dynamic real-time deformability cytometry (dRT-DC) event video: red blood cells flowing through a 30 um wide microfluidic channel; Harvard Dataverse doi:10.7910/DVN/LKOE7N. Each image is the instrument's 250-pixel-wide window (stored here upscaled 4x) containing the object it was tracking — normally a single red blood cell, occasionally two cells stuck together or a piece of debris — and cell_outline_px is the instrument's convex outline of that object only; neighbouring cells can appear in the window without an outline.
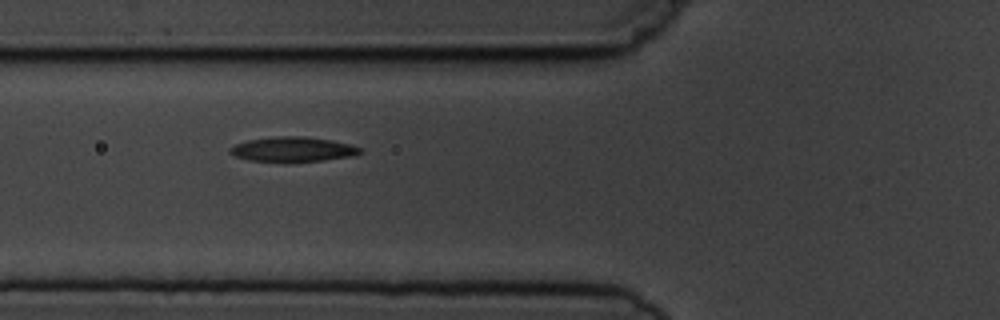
{"species": "common noctule bat (a hibernating species)", "species_latin": "Nyctalus noctula", "temperature_condition": "cold", "stored_images_in_passage": 7, "camera_frame_rate_fps": 3000, "um_per_image_px": 0.085, "animal": {"sex": "male", "body_mass_g": 19.5, "forearm_length_mm": 54.6}, "frame": {"image": 1, "passage_image": 6, "time_ms": 6.0, "image_size_px": [1000, 320], "cell_outline_px": [[364, 152], [352, 156], [324, 160], [248, 160], [236, 156], [228, 152], [228, 148], [236, 144], [248, 140], [276, 136], [304, 136], [332, 140], [364, 148]], "centroid_in_image_um": [24.93, 12.66], "position_along_channel_um": 100.9, "area_um2": 18.38}}
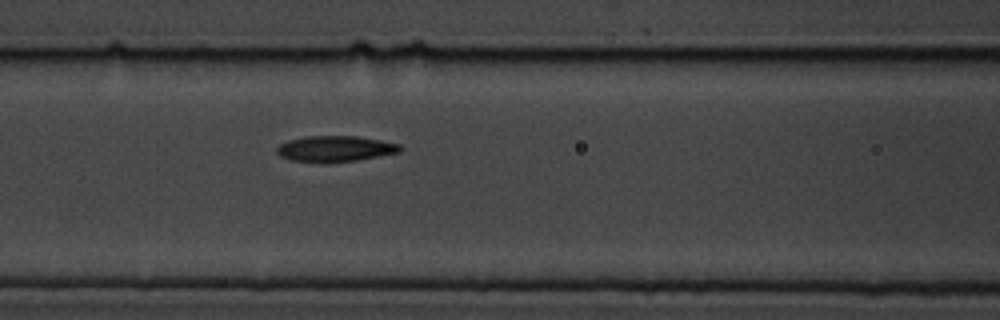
{"frame": {"image": 2, "passage_image": 7, "time_ms": 7.0, "image_size_px": [1000, 320], "cell_outline_px": [[400, 152], [380, 156], [356, 160], [328, 164], [292, 160], [280, 156], [276, 152], [276, 148], [280, 144], [288, 140], [304, 136], [356, 136], [380, 140], [400, 144]], "centroid_in_image_um": [28.45, 12.65], "position_along_channel_um": 138.1, "area_um2": 18.79}}